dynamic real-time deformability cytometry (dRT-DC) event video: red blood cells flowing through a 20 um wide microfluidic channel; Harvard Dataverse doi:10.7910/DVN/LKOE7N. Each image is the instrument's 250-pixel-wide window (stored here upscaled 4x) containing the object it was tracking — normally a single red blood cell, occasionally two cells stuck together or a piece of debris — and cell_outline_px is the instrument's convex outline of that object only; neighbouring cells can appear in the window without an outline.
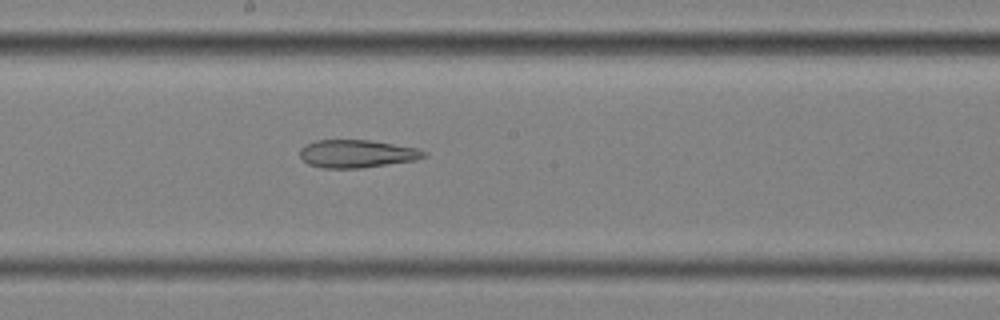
{"species": "common noctule bat (a hibernating species)", "species_latin": "Nyctalus noctula", "temperature_condition": "cold", "stored_images_in_passage": 9, "camera_frame_rate_fps": 3000, "um_per_image_px": 0.085, "animal": {"sex": "female", "body_mass_g": 25.1}, "frame": {"image": 1, "passage_image": 9, "time_ms": 2.667, "image_size_px": [1000, 320], "cell_outline_px": [[428, 152], [424, 156], [416, 160], [360, 168], [324, 168], [308, 164], [300, 156], [300, 148], [304, 144], [316, 140], [368, 140], [416, 148]], "centroid_in_image_um": [30.29, 13.06], "position_along_channel_um": 217.9, "area_um2": 20.0}}